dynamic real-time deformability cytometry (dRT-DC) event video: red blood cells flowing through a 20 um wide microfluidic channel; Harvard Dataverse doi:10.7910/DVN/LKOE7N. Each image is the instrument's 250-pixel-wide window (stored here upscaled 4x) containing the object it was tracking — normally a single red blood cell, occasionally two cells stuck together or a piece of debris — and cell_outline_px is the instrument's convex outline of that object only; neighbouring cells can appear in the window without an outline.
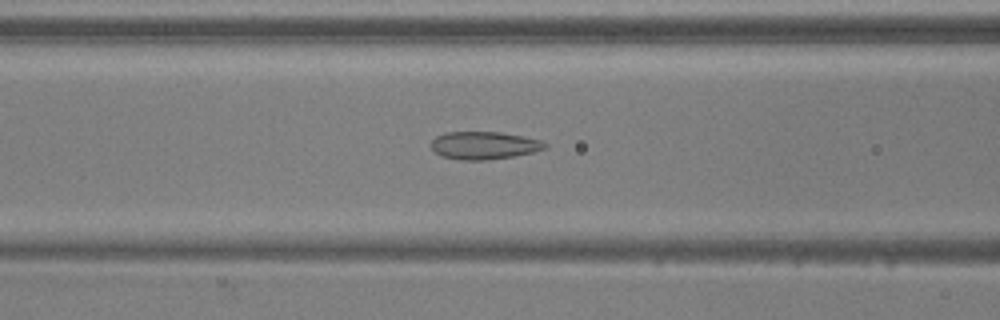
{"species": "common noctule bat (a hibernating species)", "species_latin": "Nyctalus noctula", "temperature_condition": "warm", "stored_images_in_passage": 39, "camera_frame_rate_fps": 3000, "um_per_image_px": 0.085, "animal": {"sex": "male", "body_mass_g": 20.5, "forearm_length_mm": 52.5}, "frame": {"image": 1, "passage_image": 15, "time_ms": 4.667, "image_size_px": [1000, 320], "cell_outline_px": [[548, 148], [532, 152], [512, 156], [484, 160], [460, 160], [440, 156], [432, 148], [432, 140], [436, 136], [448, 132], [500, 132], [540, 140], [548, 144]], "centroid_in_image_um": [41.14, 12.36], "position_along_channel_um": 125.5, "area_um2": 18.21}}
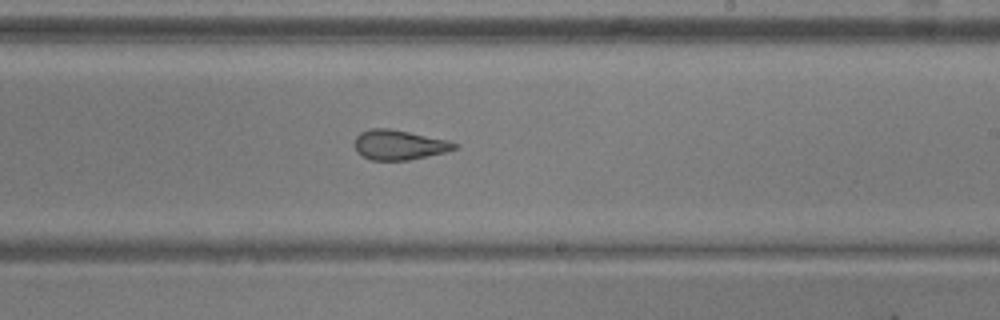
{"frame": {"image": 2, "passage_image": 25, "time_ms": 8.0, "image_size_px": [1000, 320], "cell_outline_px": [[460, 144], [456, 148], [444, 152], [408, 160], [372, 160], [356, 152], [356, 136], [360, 132], [372, 128], [388, 128], [448, 140]], "centroid_in_image_um": [33.92, 12.31], "position_along_channel_um": 255.1, "area_um2": 17.11}}
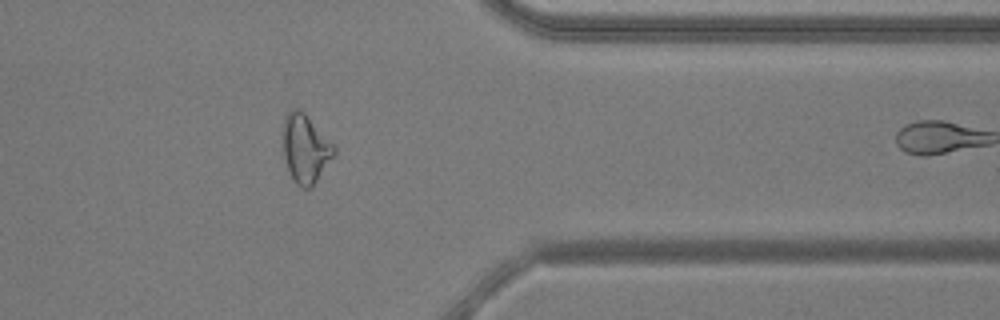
{"frame": {"image": 3, "passage_image": 36, "time_ms": 11.667, "image_size_px": [1000, 320], "cell_outline_px": [[336, 152], [312, 188], [300, 188], [296, 184], [288, 172], [284, 156], [284, 116], [288, 108], [300, 108], [336, 144]], "centroid_in_image_um": [25.98, 12.61], "position_along_channel_um": 385.4, "area_um2": 20.81}}